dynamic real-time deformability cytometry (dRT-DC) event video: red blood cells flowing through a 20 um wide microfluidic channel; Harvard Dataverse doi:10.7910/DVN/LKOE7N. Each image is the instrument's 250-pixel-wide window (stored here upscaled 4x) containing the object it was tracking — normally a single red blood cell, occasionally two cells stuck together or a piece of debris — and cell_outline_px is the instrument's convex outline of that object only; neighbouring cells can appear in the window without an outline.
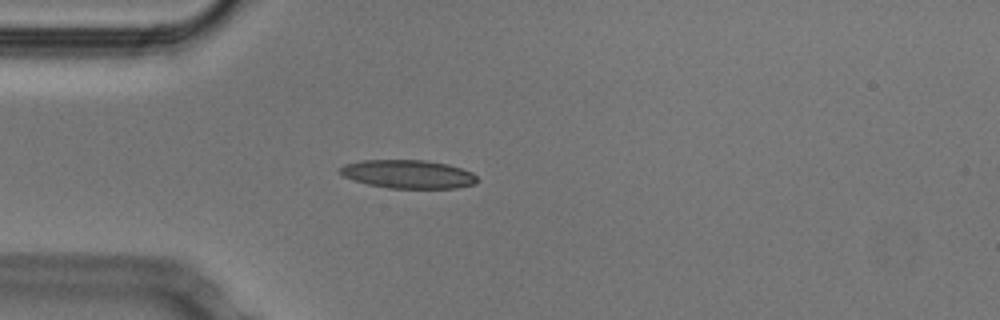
{"species": "Egyptian fruit bat (a non-hibernating species)", "species_latin": "Rousettus aegyptiacus", "temperature_condition": "cold", "stored_images_in_passage": 39, "camera_frame_rate_fps": 3000, "um_per_image_px": 0.085, "animal": {"sex": "male"}, "frame": {"image": 1, "passage_image": 1, "time_ms": 0.0, "image_size_px": [1000, 320], "cell_outline_px": [[480, 180], [476, 184], [456, 188], [388, 188], [368, 184], [344, 176], [340, 172], [340, 168], [344, 164], [360, 160], [424, 160], [448, 164], [472, 172]], "centroid_in_image_um": [34.73, 14.8], "position_along_channel_um": 50.3, "area_um2": 22.72}}
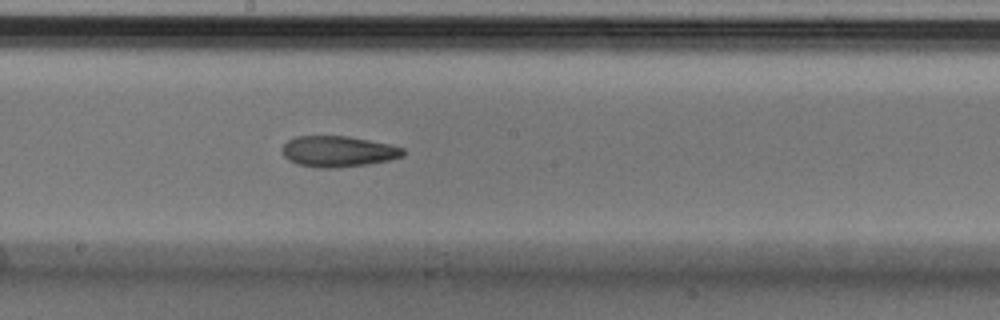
{"frame": {"image": 2, "passage_image": 15, "time_ms": 4.667, "image_size_px": [1000, 320], "cell_outline_px": [[404, 156], [388, 160], [368, 164], [336, 168], [316, 168], [296, 164], [288, 160], [284, 156], [280, 148], [288, 140], [296, 136], [348, 136], [392, 144], [404, 148]], "centroid_in_image_um": [28.72, 12.87], "position_along_channel_um": 219.5, "area_um2": 22.08}}
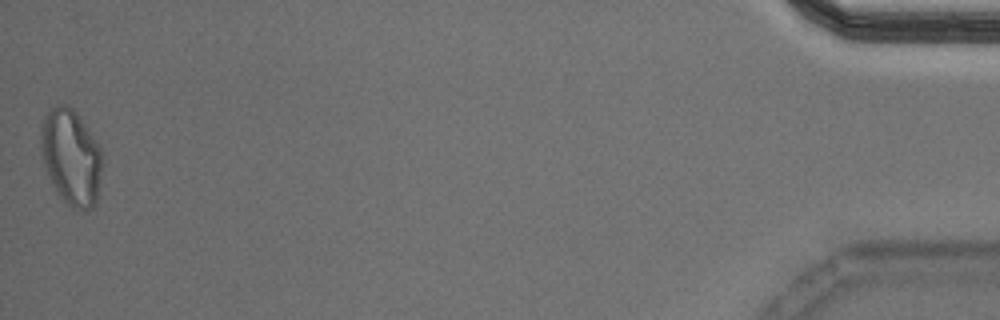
{"frame": {"image": 3, "passage_image": 39, "time_ms": 12.667, "image_size_px": [1000, 320], "cell_outline_px": [[104, 164], [96, 204], [88, 212], [84, 212], [72, 208], [60, 196], [44, 164], [40, 148], [40, 128], [44, 116], [48, 108], [60, 104], [68, 104], [76, 112], [100, 148]], "centroid_in_image_um": [6.06, 13.36], "position_along_channel_um": 429.1, "area_um2": 34.56}, "authors_computed_cell_mechanics": {"area_um2": 22.4842, "velocity_mm_per_s": 3.8047, "shape_relaxation_time_tau1_ms": null, "shape_relaxation_time_tau2_ms": 3.104, "deformation_change_tau1": null, "deformation_change_tau2": 0.0994}}